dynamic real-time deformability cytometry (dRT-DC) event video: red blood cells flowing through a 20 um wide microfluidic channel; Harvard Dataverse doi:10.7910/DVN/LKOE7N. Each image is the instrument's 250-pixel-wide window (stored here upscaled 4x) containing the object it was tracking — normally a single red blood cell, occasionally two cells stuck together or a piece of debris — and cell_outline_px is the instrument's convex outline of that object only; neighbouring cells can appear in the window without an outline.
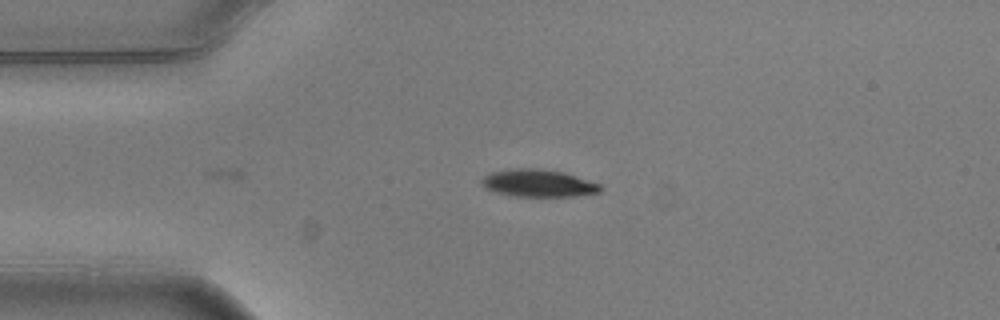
{"species": "common noctule bat (a hibernating species)", "species_latin": "Nyctalus noctula", "temperature_condition": "warm", "stored_images_in_passage": 3, "camera_frame_rate_fps": 3000, "um_per_image_px": 0.085, "animal": {"sex": "male", "body_mass_g": 20.5, "forearm_length_mm": 52.5}, "frame": {"image": 1, "passage_image": 3, "time_ms": 0.667, "image_size_px": [1000, 320], "cell_outline_px": [[604, 188], [600, 192], [576, 196], [516, 196], [496, 192], [480, 184], [480, 180], [484, 176], [492, 172], [512, 168], [536, 168], [564, 172], [600, 184]], "centroid_in_image_um": [45.77, 15.56], "position_along_channel_um": 39.2, "area_um2": 18.9}}